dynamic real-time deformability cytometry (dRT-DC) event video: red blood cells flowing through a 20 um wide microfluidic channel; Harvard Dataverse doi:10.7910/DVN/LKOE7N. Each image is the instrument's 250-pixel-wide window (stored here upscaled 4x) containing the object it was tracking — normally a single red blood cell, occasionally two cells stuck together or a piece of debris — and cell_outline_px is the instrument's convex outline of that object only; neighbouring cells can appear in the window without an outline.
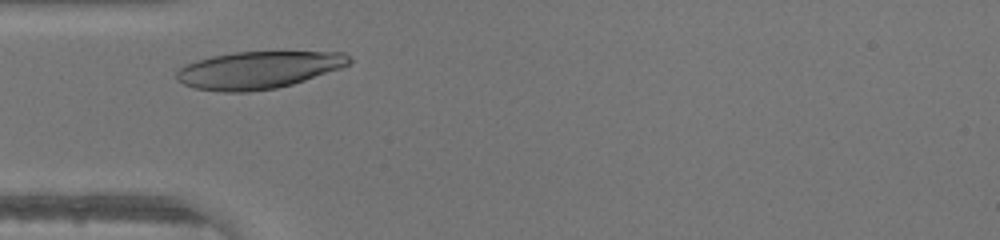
{"species": "human", "species_latin": "Homo sapiens", "temperature_condition": "warm", "stored_images_in_passage": 26, "camera_frame_rate_fps": 3000, "um_per_image_px": 0.085, "donor": {"sex": "male"}, "frame": {"image": 1, "passage_image": 4, "time_ms": 1.0, "image_size_px": [1000, 240], "cell_outline_px": [[352, 60], [348, 64], [340, 68], [292, 84], [276, 88], [248, 92], [224, 92], [196, 88], [184, 84], [176, 80], [176, 72], [180, 68], [196, 60], [212, 56], [236, 52], [344, 52], [352, 56]], "centroid_in_image_um": [21.96, 5.94], "position_along_channel_um": 63.0, "area_um2": 37.28}}
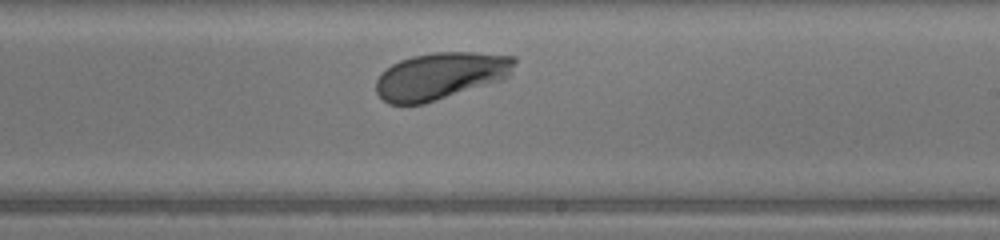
{"frame": {"image": 2, "passage_image": 17, "time_ms": 5.333, "image_size_px": [1000, 240], "cell_outline_px": [[516, 64], [508, 76], [504, 80], [424, 104], [388, 104], [376, 92], [376, 80], [380, 72], [392, 64], [400, 60], [412, 56], [436, 52], [472, 52], [516, 56]], "centroid_in_image_um": [37.46, 6.45], "position_along_channel_um": 251.5, "area_um2": 38.26}}
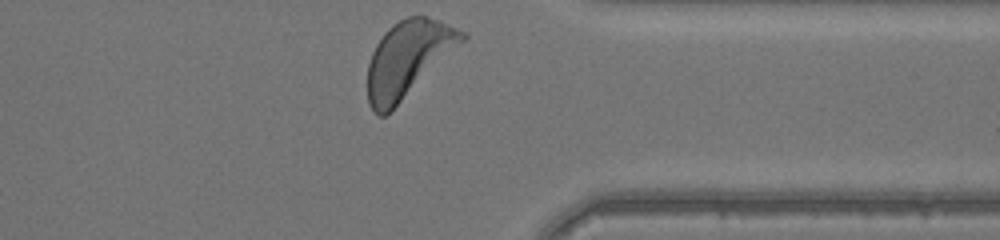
{"frame": {"image": 3, "passage_image": 26, "time_ms": 8.333, "image_size_px": [1000, 240], "cell_outline_px": [[468, 36], [464, 40], [384, 116], [376, 116], [368, 104], [368, 64], [372, 52], [376, 44], [384, 32], [392, 24], [408, 16], [424, 16], [440, 20], [468, 32]], "centroid_in_image_um": [34.66, 4.96], "position_along_channel_um": 376.7, "area_um2": 40.86}}